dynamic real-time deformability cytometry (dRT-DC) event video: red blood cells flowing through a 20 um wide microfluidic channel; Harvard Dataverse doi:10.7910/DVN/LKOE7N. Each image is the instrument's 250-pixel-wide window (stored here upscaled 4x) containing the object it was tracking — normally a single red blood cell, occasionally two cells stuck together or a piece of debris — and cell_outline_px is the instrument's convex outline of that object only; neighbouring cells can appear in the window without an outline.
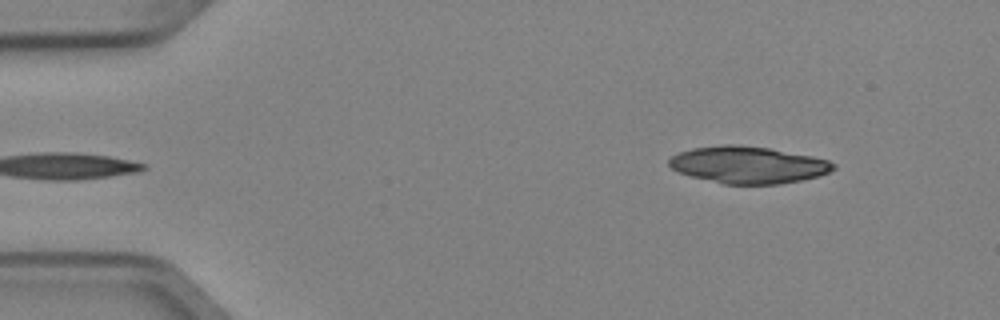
{"species": "Egyptian fruit bat (a non-hibernating species)", "species_latin": "Rousettus aegyptiacus", "temperature_condition": "cold", "stored_images_in_passage": 6, "camera_frame_rate_fps": 3000, "um_per_image_px": 0.085, "animal": {"sex": "female"}, "frame": {"image": 1, "passage_image": 6, "time_ms": 1.667, "image_size_px": [1000, 320], "cell_outline_px": [[836, 168], [820, 176], [780, 184], [724, 184], [676, 172], [668, 164], [668, 160], [672, 156], [680, 152], [692, 148], [720, 144], [736, 144], [768, 148], [812, 156], [828, 160], [836, 164]], "centroid_in_image_um": [63.58, 14.01], "position_along_channel_um": 21.4, "area_um2": 35.43}}